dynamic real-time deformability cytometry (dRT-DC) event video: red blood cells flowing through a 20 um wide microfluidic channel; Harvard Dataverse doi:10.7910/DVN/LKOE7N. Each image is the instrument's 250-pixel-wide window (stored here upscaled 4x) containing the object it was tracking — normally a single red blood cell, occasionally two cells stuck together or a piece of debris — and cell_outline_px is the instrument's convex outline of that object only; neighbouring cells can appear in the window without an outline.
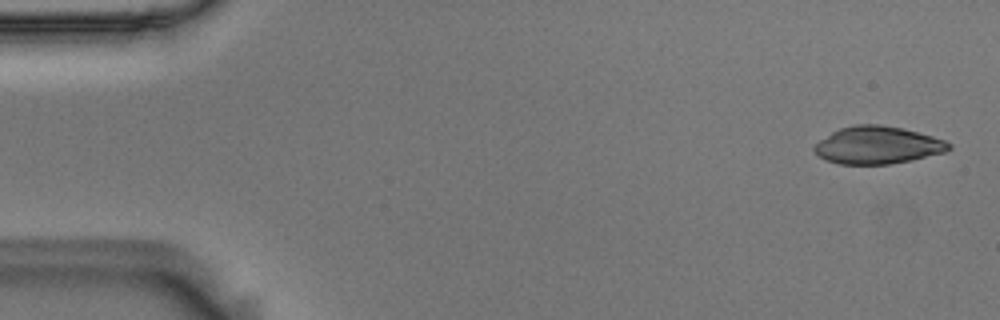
{"species": "Egyptian fruit bat (a non-hibernating species)", "species_latin": "Rousettus aegyptiacus", "temperature_condition": "room temperature", "stored_images_in_passage": 55, "camera_frame_rate_fps": 3000, "um_per_image_px": 0.085, "animal": {"sex": "male"}, "frame": {"image": 1, "passage_image": 2, "time_ms": 0.333, "image_size_px": [1000, 320], "cell_outline_px": [[952, 148], [944, 152], [912, 160], [888, 164], [840, 164], [828, 160], [820, 156], [812, 148], [820, 140], [832, 132], [840, 128], [852, 124], [880, 124], [904, 128], [932, 136], [944, 140], [952, 144]], "centroid_in_image_um": [74.62, 12.32], "position_along_channel_um": 10.4, "area_um2": 29.3}}
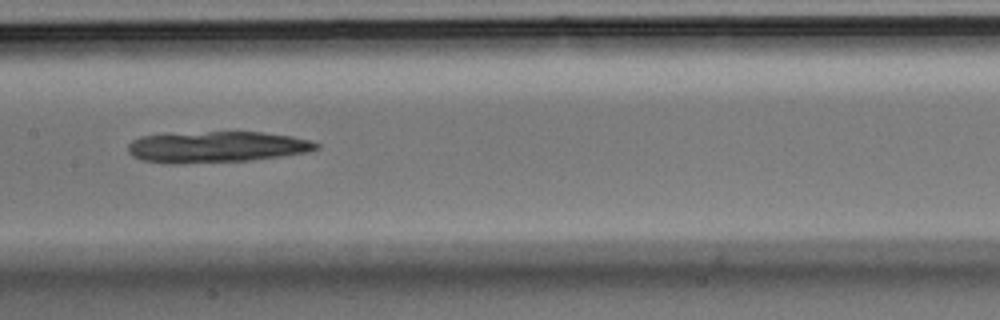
{"frame": {"image": 2, "passage_image": 27, "time_ms": 8.667, "image_size_px": [1000, 320], "cell_outline_px": [[320, 148], [308, 152], [280, 156], [248, 160], [172, 164], [164, 164], [140, 160], [132, 156], [128, 152], [128, 144], [132, 140], [140, 136], [208, 132], [264, 132], [292, 136], [312, 140], [320, 144]], "centroid_in_image_um": [18.41, 12.49], "position_along_channel_um": 189.0, "area_um2": 34.22}}
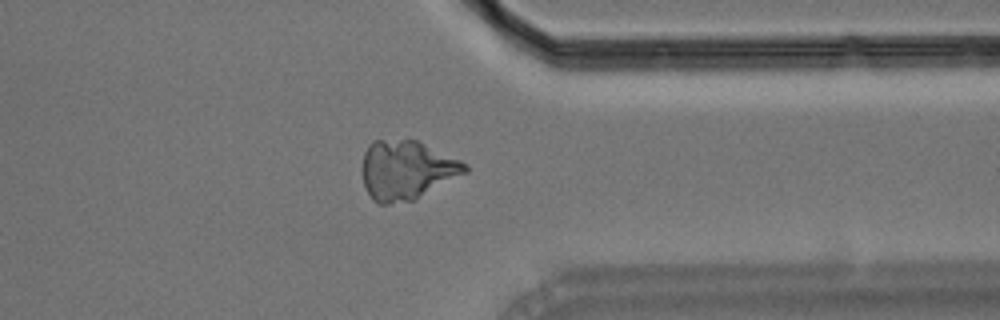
{"frame": {"image": 3, "passage_image": 43, "time_ms": 14.0, "image_size_px": [1000, 320], "cell_outline_px": [[468, 172], [416, 200], [388, 204], [380, 204], [372, 200], [364, 184], [364, 152], [368, 144], [372, 140], [416, 140], [460, 160], [468, 164]], "centroid_in_image_um": [34.59, 14.47], "position_along_channel_um": 376.8, "area_um2": 35.37}}